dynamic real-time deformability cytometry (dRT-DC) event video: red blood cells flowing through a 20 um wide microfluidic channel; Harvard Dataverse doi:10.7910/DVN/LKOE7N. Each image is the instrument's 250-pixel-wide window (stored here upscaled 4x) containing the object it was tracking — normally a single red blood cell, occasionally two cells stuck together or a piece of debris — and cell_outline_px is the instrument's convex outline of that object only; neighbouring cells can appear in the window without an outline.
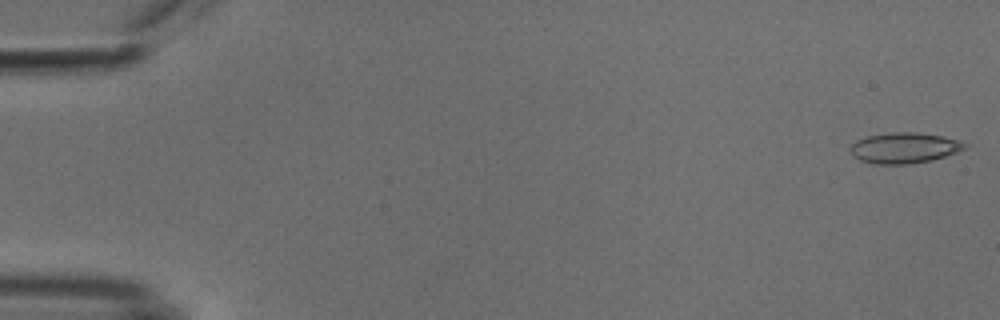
{"species": "common noctule bat (a hibernating species)", "species_latin": "Nyctalus noctula", "temperature_condition": "cold", "stored_images_in_passage": 53, "camera_frame_rate_fps": 3000, "um_per_image_px": 0.085, "animal": {"sex": "male", "body_mass_g": 18.8}, "frame": {"image": 1, "passage_image": 1, "time_ms": 0.0, "image_size_px": [1000, 320], "cell_outline_px": [[968, 144], [964, 148], [956, 152], [932, 160], [908, 164], [872, 164], [860, 160], [852, 156], [852, 144], [856, 140], [868, 136], [892, 132], [916, 132], [944, 136]], "centroid_in_image_um": [76.84, 12.57], "position_along_channel_um": 8.2, "area_um2": 20.29}}
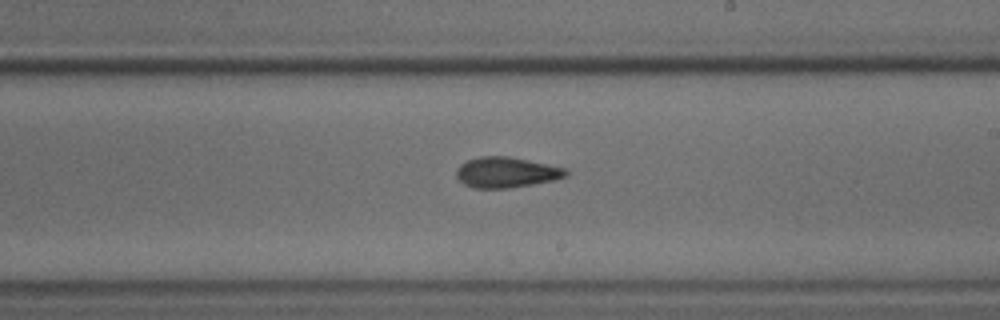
{"frame": {"image": 2, "passage_image": 31, "time_ms": 10.0, "image_size_px": [1000, 320], "cell_outline_px": [[568, 176], [552, 180], [532, 184], [508, 188], [472, 188], [464, 184], [456, 176], [456, 168], [460, 164], [468, 160], [480, 156], [508, 156], [564, 168], [568, 172]], "centroid_in_image_um": [42.99, 14.65], "position_along_channel_um": 246.0, "area_um2": 19.31}}
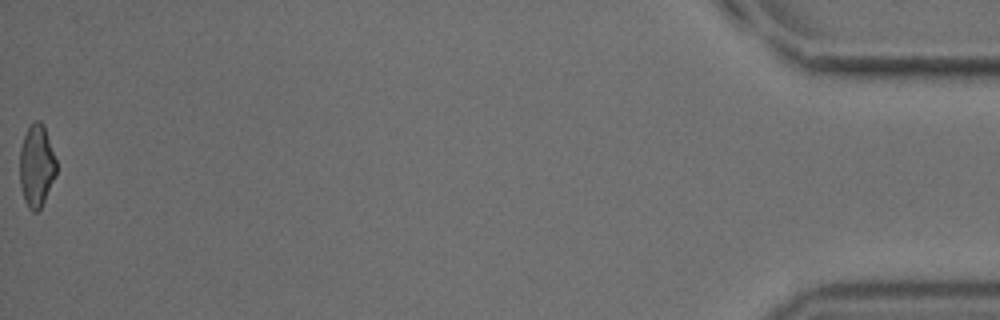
{"frame": {"image": 3, "passage_image": 53, "time_ms": 17.333, "image_size_px": [1000, 320], "cell_outline_px": [[56, 176], [40, 208], [36, 212], [32, 212], [28, 208], [24, 200], [20, 184], [20, 148], [24, 136], [28, 128], [36, 120], [40, 120], [44, 124], [56, 160]], "centroid_in_image_um": [3.11, 14.1], "position_along_channel_um": 432.1, "area_um2": 17.51}, "authors_computed_cell_mechanics": {"area_um2": 19.3052, "velocity_mm_per_s": 3.8287, "shape_relaxation_time_tau1_ms": null, "shape_relaxation_time_tau2_ms": 3.192, "deformation_change_tau1": null, "deformation_change_tau2": 0.1119}}